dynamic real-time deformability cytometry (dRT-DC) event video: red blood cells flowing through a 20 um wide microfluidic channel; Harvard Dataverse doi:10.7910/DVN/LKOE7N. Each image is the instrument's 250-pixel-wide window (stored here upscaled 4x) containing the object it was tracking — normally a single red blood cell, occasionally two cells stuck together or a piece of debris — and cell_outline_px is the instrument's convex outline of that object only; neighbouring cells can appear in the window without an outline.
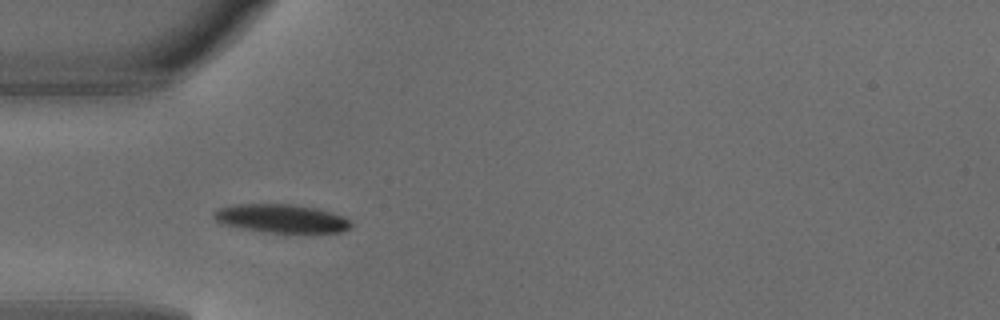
{"species": "common noctule bat (a hibernating species)", "species_latin": "Nyctalus noctula", "temperature_condition": "warm", "stored_images_in_passage": 6, "camera_frame_rate_fps": 3000, "um_per_image_px": 0.085, "animal": {"sex": "male", "body_mass_g": 18.8}, "frame": {"image": 1, "passage_image": 3, "time_ms": 0.667, "image_size_px": [1000, 320], "cell_outline_px": [[352, 224], [344, 232], [308, 236], [300, 236], [268, 232], [240, 228], [224, 224], [216, 220], [212, 216], [212, 212], [216, 208], [236, 204], [292, 204], [316, 208], [332, 212], [344, 216]], "centroid_in_image_um": [23.99, 18.62], "position_along_channel_um": 61.0, "area_um2": 23.93}}
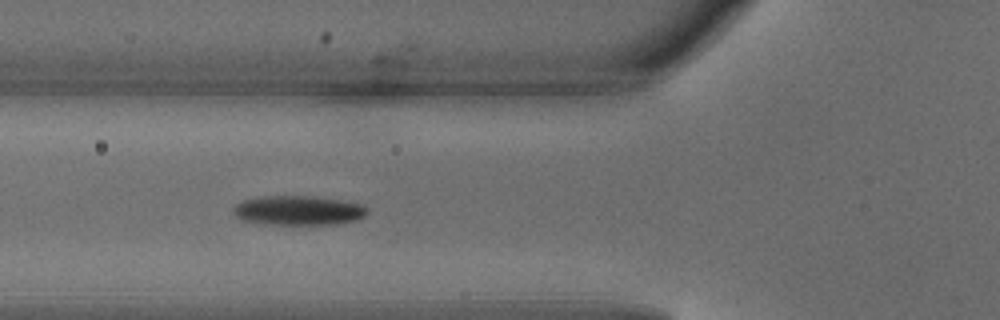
{"frame": {"image": 2, "passage_image": 4, "time_ms": 1.0, "image_size_px": [1000, 320], "cell_outline_px": [[368, 212], [364, 216], [356, 220], [336, 224], [264, 224], [244, 220], [236, 216], [232, 212], [232, 208], [236, 204], [244, 200], [264, 196], [308, 196], [364, 204], [368, 208]], "centroid_in_image_um": [25.36, 17.89], "position_along_channel_um": 100.4, "area_um2": 22.83}}
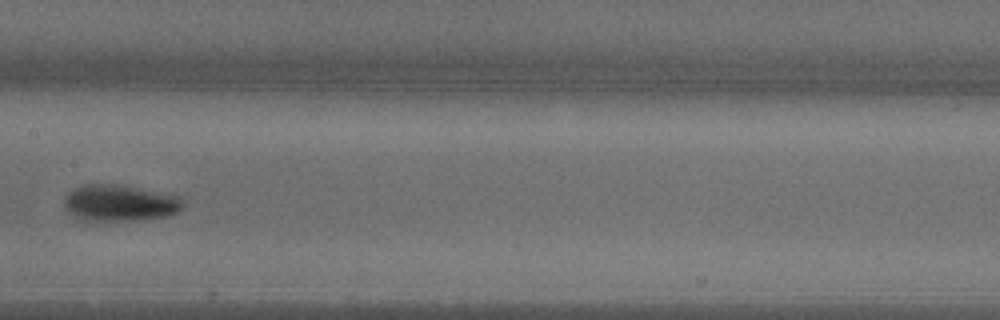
{"frame": {"image": 3, "passage_image": 6, "time_ms": 1.667, "image_size_px": [1000, 320], "cell_outline_px": [[184, 204], [180, 212], [168, 216], [132, 220], [76, 220], [64, 208], [64, 196], [72, 188], [88, 184], [112, 184], [180, 196]], "centroid_in_image_um": [10.13, 17.27], "position_along_channel_um": 197.3, "area_um2": 25.2}}